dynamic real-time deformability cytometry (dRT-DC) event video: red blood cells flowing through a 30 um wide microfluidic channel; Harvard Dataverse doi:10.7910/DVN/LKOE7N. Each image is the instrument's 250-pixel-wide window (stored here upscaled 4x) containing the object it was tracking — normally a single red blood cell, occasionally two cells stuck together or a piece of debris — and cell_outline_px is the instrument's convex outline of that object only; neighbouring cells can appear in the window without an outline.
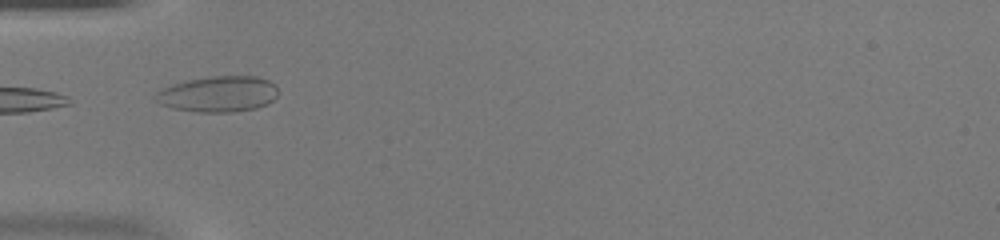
{"species": "common noctule bat (a hibernating species)", "species_latin": "Nyctalus noctula", "temperature_condition": "warm", "stored_images_in_passage": 20, "camera_frame_rate_fps": 3000, "um_per_image_px": 0.085, "animal": {"sex": "female", "body_mass_g": 20.0, "forearm_length_mm": 54.0}, "frame": {"image": 1, "passage_image": 1, "time_ms": 0.0, "image_size_px": [1000, 240], "cell_outline_px": [[276, 96], [268, 104], [256, 108], [232, 112], [196, 112], [172, 108], [160, 104], [152, 96], [160, 88], [172, 84], [188, 80], [212, 76], [256, 76], [268, 80], [276, 84]], "centroid_in_image_um": [18.51, 7.99], "position_along_channel_um": 66.5, "area_um2": 25.78}}